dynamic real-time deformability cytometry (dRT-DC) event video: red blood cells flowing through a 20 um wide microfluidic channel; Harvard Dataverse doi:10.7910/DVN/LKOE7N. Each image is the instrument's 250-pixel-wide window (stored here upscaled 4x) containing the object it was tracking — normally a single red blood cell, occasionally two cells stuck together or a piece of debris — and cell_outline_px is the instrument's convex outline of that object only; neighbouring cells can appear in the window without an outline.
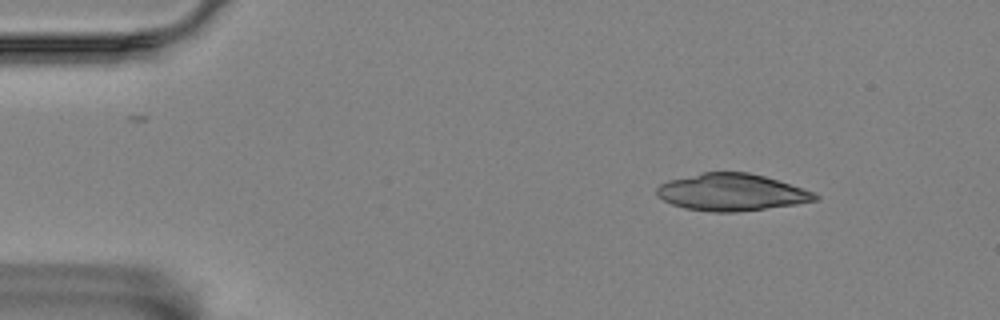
{"species": "Egyptian fruit bat (a non-hibernating species)", "species_latin": "Rousettus aegyptiacus", "temperature_condition": "room temperature", "stored_images_in_passage": 3, "camera_frame_rate_fps": 3000, "um_per_image_px": 0.085, "animal": {"sex": "female"}, "frame": {"image": 1, "passage_image": 1, "time_ms": 0.0, "image_size_px": [1000, 320], "cell_outline_px": [[820, 200], [796, 204], [736, 212], [712, 212], [684, 208], [672, 204], [656, 196], [656, 188], [660, 184], [668, 180], [704, 172], [748, 172], [764, 176], [816, 192], [820, 196]], "centroid_in_image_um": [62.19, 16.34], "position_along_channel_um": 22.8, "area_um2": 34.22}}